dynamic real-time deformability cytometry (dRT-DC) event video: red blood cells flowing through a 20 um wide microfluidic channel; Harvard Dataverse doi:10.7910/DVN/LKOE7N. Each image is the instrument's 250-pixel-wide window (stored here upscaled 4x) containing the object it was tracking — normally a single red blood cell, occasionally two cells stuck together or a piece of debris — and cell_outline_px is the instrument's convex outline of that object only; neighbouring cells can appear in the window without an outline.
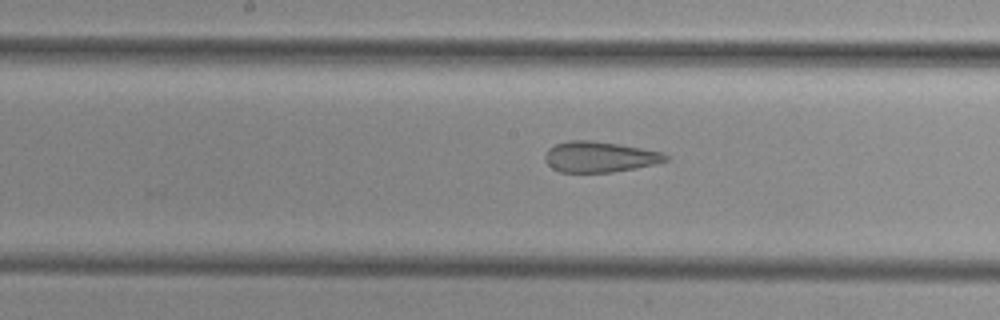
{"species": "common noctule bat (a hibernating species)", "species_latin": "Nyctalus noctula", "temperature_condition": "cold", "stored_images_in_passage": 29, "camera_frame_rate_fps": 3000, "um_per_image_px": 0.085, "animal": {"sex": "female", "body_mass_g": 29.2, "forearm_length_mm": 56.3}, "frame": {"image": 1, "passage_image": 24, "time_ms": 7.667, "image_size_px": [1000, 320], "cell_outline_px": [[668, 160], [656, 164], [636, 168], [612, 172], [560, 172], [552, 168], [544, 160], [544, 156], [548, 148], [556, 144], [572, 140], [592, 140], [640, 148], [660, 152], [668, 156]], "centroid_in_image_um": [50.93, 13.34], "position_along_channel_um": 197.3, "area_um2": 21.44}}
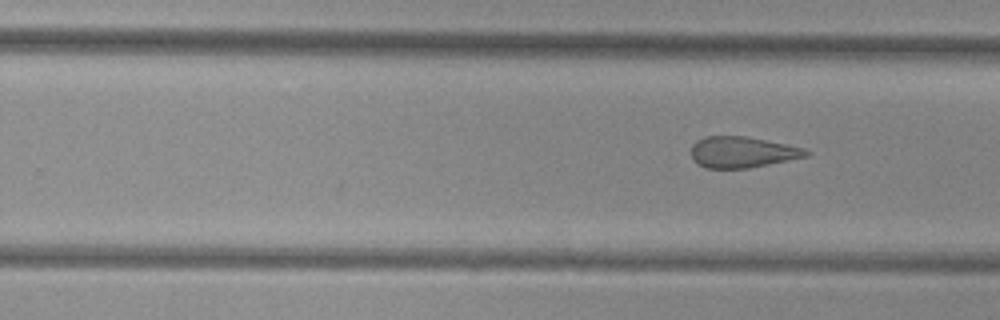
{"frame": {"image": 2, "passage_image": 29, "time_ms": 9.333, "image_size_px": [1000, 320], "cell_outline_px": [[812, 152], [808, 156], [748, 168], [704, 168], [696, 164], [692, 160], [692, 144], [696, 140], [704, 136], [744, 136], [804, 148]], "centroid_in_image_um": [63.05, 12.93], "position_along_channel_um": 266.8, "area_um2": 20.75}}